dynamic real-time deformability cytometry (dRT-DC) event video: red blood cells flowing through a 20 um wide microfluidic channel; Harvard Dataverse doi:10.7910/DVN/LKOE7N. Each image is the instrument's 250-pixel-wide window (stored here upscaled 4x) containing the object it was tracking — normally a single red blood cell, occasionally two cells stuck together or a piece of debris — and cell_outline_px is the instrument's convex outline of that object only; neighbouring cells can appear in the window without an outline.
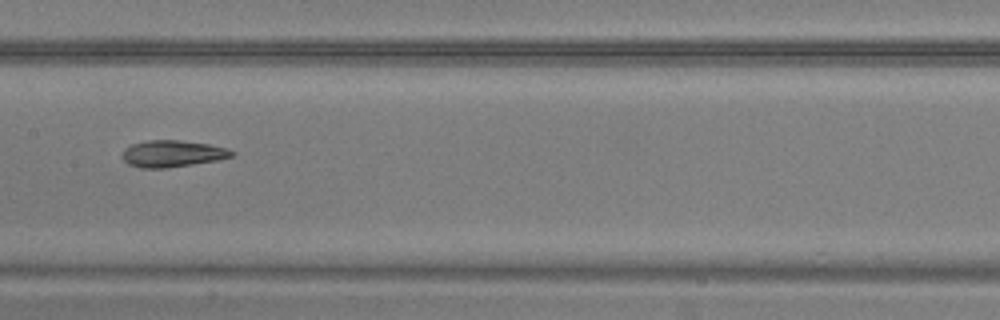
{"species": "common noctule bat (a hibernating species)", "species_latin": "Nyctalus noctula", "temperature_condition": "warm", "stored_images_in_passage": 33, "camera_frame_rate_fps": 3000, "um_per_image_px": 0.085, "animal": {"sex": "male", "body_mass_g": 20.5, "forearm_length_mm": 52.5}, "frame": {"image": 1, "passage_image": 10, "time_ms": 3.0, "image_size_px": [1000, 320], "cell_outline_px": [[236, 152], [232, 156], [220, 160], [164, 168], [140, 168], [128, 164], [120, 156], [124, 148], [132, 144], [148, 140], [176, 140], [208, 144], [228, 148]], "centroid_in_image_um": [14.64, 13.06], "position_along_channel_um": 192.8, "area_um2": 17.11}}
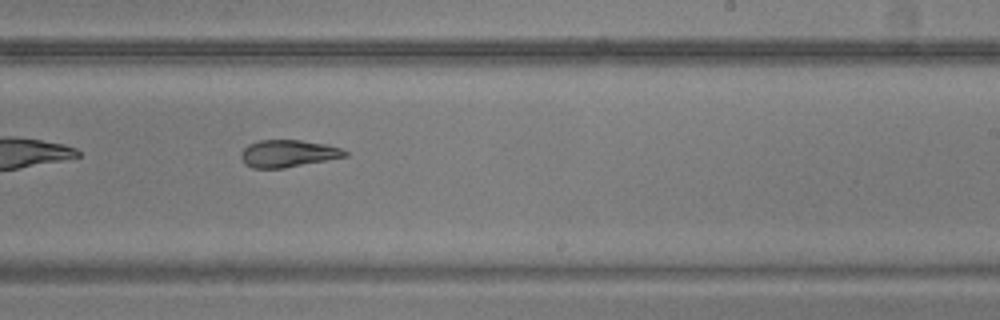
{"frame": {"image": 2, "passage_image": 15, "time_ms": 4.667, "image_size_px": [1000, 320], "cell_outline_px": [[348, 156], [284, 168], [252, 168], [244, 164], [240, 156], [240, 152], [248, 144], [260, 140], [300, 140], [328, 144], [340, 148], [348, 152]], "centroid_in_image_um": [24.46, 13.04], "position_along_channel_um": 264.5, "area_um2": 16.59}}